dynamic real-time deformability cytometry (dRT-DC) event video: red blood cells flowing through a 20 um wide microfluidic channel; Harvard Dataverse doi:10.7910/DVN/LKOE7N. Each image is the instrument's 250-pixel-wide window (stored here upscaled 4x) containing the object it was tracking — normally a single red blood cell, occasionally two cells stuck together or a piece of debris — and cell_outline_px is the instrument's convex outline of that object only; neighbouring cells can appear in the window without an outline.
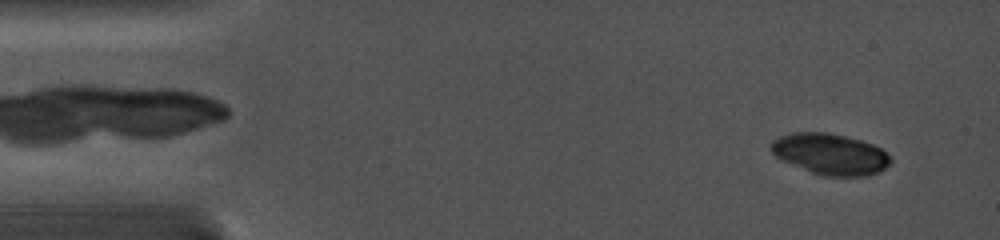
{"species": "common noctule bat (a hibernating species)", "species_latin": "Nyctalus noctula", "temperature_condition": "cold", "stored_images_in_passage": 10, "camera_frame_rate_fps": 5000, "um_per_image_px": 0.085, "animal": {"sex": "female", "body_mass_g": 19.0, "forearm_length_mm": 56.7}, "frame": {"image": 1, "passage_image": 3, "time_ms": 1.0, "image_size_px": [1000, 240], "cell_outline_px": [[892, 160], [884, 168], [868, 176], [824, 176], [812, 172], [780, 160], [772, 152], [772, 140], [780, 136], [792, 132], [828, 132], [860, 140], [872, 144], [880, 148]], "centroid_in_image_um": [70.54, 13.09], "position_along_channel_um": 14.5, "area_um2": 28.32}}